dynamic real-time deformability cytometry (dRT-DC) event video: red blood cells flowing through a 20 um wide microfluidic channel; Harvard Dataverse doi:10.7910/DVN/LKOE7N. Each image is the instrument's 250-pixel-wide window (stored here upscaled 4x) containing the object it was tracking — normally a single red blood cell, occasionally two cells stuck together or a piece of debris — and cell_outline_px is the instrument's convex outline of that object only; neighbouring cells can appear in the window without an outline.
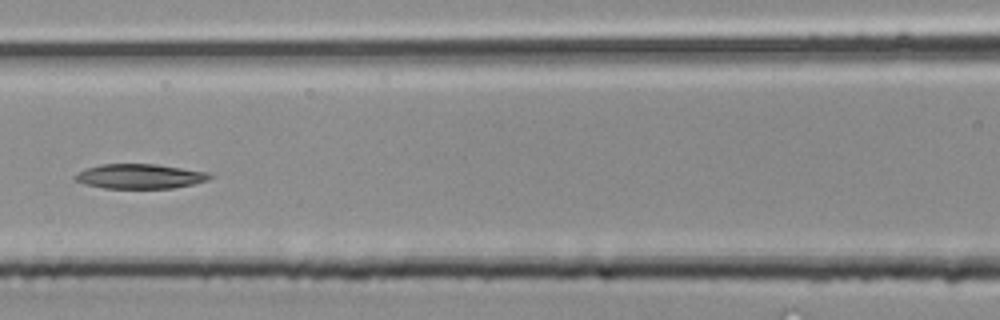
{"species": "common noctule bat (a hibernating species)", "species_latin": "Nyctalus noctula", "temperature_condition": "room temperature", "stored_images_in_passage": 35, "segment_of_instrument_passage": [2, 2], "camera_frame_rate_fps": 3000, "um_per_image_px": 0.085, "animal": {"sex": "male", "body_mass_g": 20.4}, "frame": {"image": 1, "passage_image": 16, "time_ms": 5.0, "image_size_px": [1000, 320], "cell_outline_px": [[212, 176], [208, 180], [192, 184], [172, 188], [104, 188], [84, 184], [72, 180], [72, 176], [88, 168], [100, 164], [156, 164], [208, 172]], "centroid_in_image_um": [11.85, 14.99], "position_along_channel_um": 154.8, "area_um2": 19.31}}
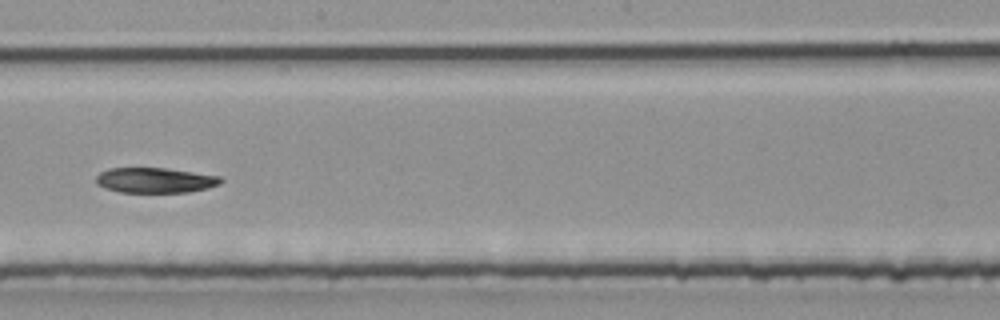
{"frame": {"image": 2, "passage_image": 20, "time_ms": 6.333, "image_size_px": [1000, 320], "cell_outline_px": [[224, 180], [220, 184], [208, 188], [188, 192], [120, 192], [104, 188], [96, 184], [96, 176], [100, 172], [108, 168], [164, 168], [220, 176]], "centroid_in_image_um": [13.17, 15.32], "position_along_channel_um": 235.0, "area_um2": 18.32}}
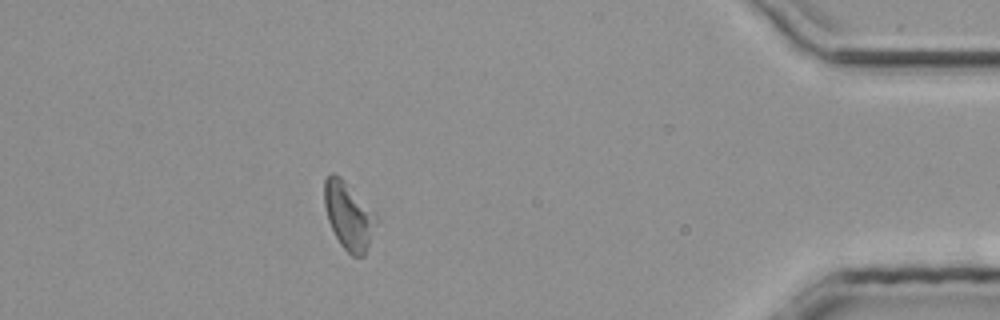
{"frame": {"image": 3, "passage_image": 31, "time_ms": 10.0, "image_size_px": [1000, 320], "cell_outline_px": [[376, 220], [364, 256], [352, 256], [340, 244], [328, 220], [324, 204], [324, 180], [332, 172], [340, 176], [376, 212]], "centroid_in_image_um": [29.61, 18.3], "position_along_channel_um": 405.6, "area_um2": 20.06}}